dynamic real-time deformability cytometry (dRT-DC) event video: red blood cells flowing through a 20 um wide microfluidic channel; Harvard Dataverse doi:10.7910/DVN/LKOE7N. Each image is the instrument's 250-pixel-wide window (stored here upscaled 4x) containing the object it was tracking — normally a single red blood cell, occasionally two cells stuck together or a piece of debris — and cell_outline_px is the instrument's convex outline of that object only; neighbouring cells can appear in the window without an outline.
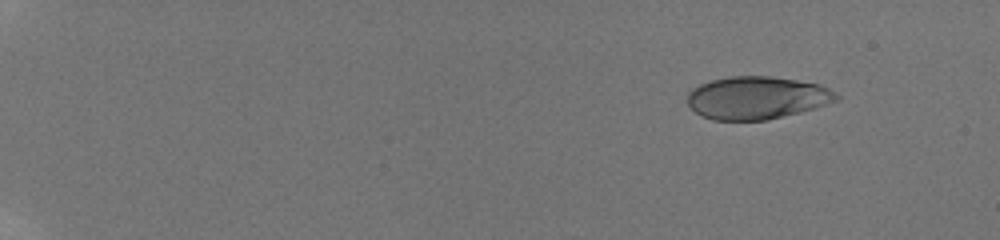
{"species": "human", "species_latin": "Homo sapiens", "temperature_condition": "room temperature", "stored_images_in_passage": 34, "camera_frame_rate_fps": 3000, "um_per_image_px": 0.085, "donor": {"sex": "male"}, "frame": {"image": 1, "passage_image": 1, "time_ms": 0.0, "image_size_px": [1000, 240], "cell_outline_px": [[840, 100], [800, 112], [768, 120], [712, 120], [700, 116], [688, 108], [688, 92], [692, 88], [700, 84], [712, 80], [728, 76], [772, 76], [796, 80], [816, 84], [828, 88], [836, 92], [840, 96]], "centroid_in_image_um": [64.3, 8.32], "position_along_channel_um": 20.7, "area_um2": 37.34}}
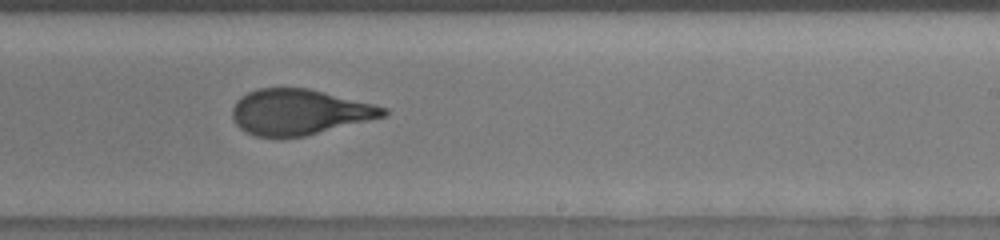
{"frame": {"image": 2, "passage_image": 26, "time_ms": 10.667, "image_size_px": [1000, 240], "cell_outline_px": [[388, 112], [384, 116], [304, 136], [256, 136], [240, 128], [236, 124], [232, 116], [232, 108], [236, 100], [240, 96], [256, 88], [308, 88], [376, 104], [388, 108]], "centroid_in_image_um": [25.42, 9.49], "position_along_channel_um": 263.6, "area_um2": 39.77}}
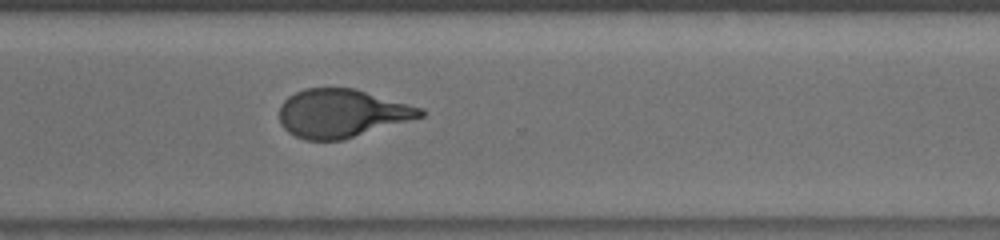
{"frame": {"image": 3, "passage_image": 33, "time_ms": 12.667, "image_size_px": [1000, 240], "cell_outline_px": [[424, 116], [344, 140], [304, 140], [288, 132], [280, 124], [280, 104], [288, 96], [304, 88], [356, 88], [424, 108]], "centroid_in_image_um": [29.05, 9.63], "position_along_channel_um": 341.5, "area_um2": 39.94}}